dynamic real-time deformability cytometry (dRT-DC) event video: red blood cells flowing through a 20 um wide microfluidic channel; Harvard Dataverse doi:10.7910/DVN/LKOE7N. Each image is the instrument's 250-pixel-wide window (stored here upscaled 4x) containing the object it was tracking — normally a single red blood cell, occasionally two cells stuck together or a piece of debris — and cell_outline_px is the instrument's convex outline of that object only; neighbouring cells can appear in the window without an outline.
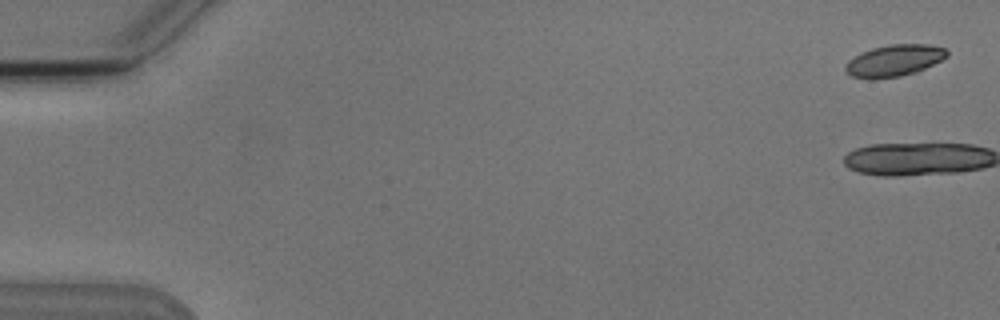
{"species": "Egyptian fruit bat (a non-hibernating species)", "species_latin": "Rousettus aegyptiacus", "temperature_condition": "cold", "stored_images_in_passage": 7, "camera_frame_rate_fps": 3000, "um_per_image_px": 0.085, "animal": {"sex": "male"}, "frame": {"image": 1, "passage_image": 1, "time_ms": 0.0, "image_size_px": [1000, 320], "cell_outline_px": [[948, 56], [916, 72], [900, 76], [876, 80], [868, 80], [852, 76], [844, 72], [844, 64], [848, 60], [860, 52], [872, 48], [888, 44], [928, 44], [948, 48]], "centroid_in_image_um": [75.95, 5.15], "position_along_channel_um": 9.0, "area_um2": 19.13}}